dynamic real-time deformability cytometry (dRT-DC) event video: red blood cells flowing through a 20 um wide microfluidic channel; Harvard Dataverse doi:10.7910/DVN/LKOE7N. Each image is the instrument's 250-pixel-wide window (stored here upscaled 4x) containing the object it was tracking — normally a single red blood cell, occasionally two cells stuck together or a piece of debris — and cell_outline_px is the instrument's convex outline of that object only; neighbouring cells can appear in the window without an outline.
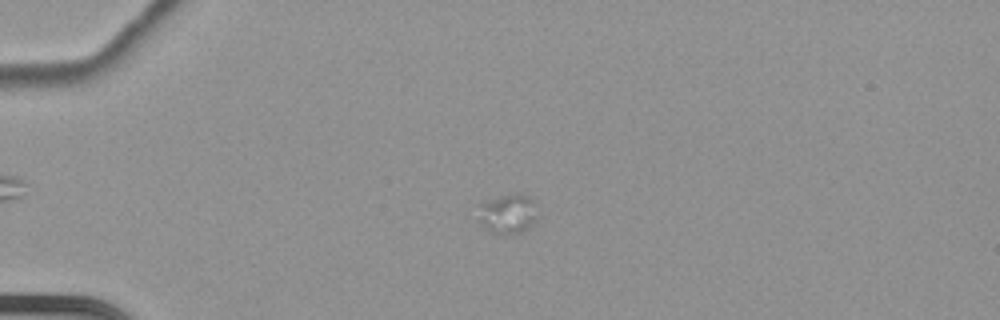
{"species": "common noctule bat (a hibernating species)", "species_latin": "Nyctalus noctula", "temperature_condition": "cold", "stored_images_in_passage": 68, "camera_frame_rate_fps": 3000, "um_per_image_px": 0.085, "animal": {"sex": "female", "body_mass_g": 22.7, "forearm_length_mm": 54.2}, "frame": {"image": 1, "passage_image": 22, "time_ms": 7.0, "image_size_px": [1000, 320], "cell_outline_px": [[536, 220], [528, 228], [520, 232], [492, 232], [480, 224], [480, 204], [488, 200], [500, 196], [516, 192], [520, 192], [532, 196], [536, 216]], "centroid_in_image_um": [43.2, 18.11], "position_along_channel_um": 41.8, "area_um2": 13.35}}
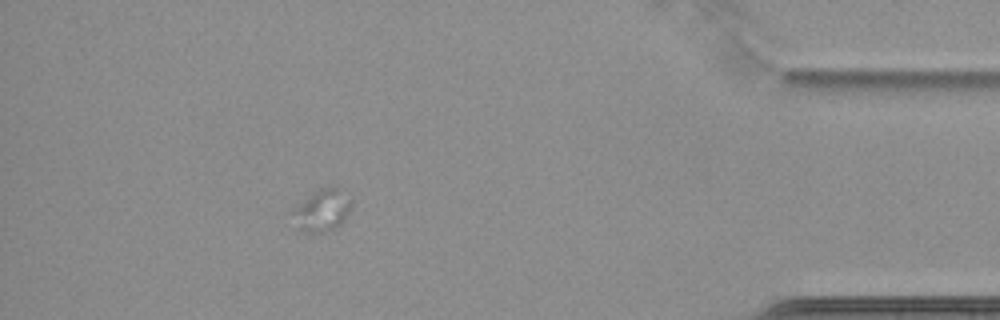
{"frame": {"image": 2, "passage_image": 62, "time_ms": 20.333, "image_size_px": [1000, 320], "cell_outline_px": [[352, 204], [344, 220], [340, 224], [332, 228], [320, 232], [304, 232], [296, 228], [296, 208], [312, 192], [328, 184], [336, 188], [352, 200]], "centroid_in_image_um": [27.42, 17.85], "position_along_channel_um": 407.8, "area_um2": 13.76}}